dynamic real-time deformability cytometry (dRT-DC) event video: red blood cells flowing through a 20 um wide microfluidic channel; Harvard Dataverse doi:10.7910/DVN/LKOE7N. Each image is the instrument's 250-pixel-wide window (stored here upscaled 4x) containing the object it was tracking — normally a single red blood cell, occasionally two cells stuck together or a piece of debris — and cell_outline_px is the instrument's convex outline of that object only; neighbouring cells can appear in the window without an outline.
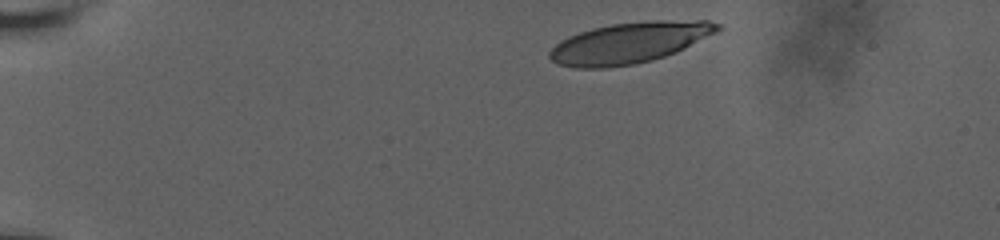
{"species": "human", "species_latin": "Homo sapiens", "temperature_condition": "room temperature", "stored_images_in_passage": 41, "camera_frame_rate_fps": 3000, "um_per_image_px": 0.085, "donor": {"sex": "male"}, "frame": {"image": 1, "passage_image": 1, "time_ms": 0.0, "image_size_px": [1000, 240], "cell_outline_px": [[724, 28], [676, 52], [652, 60], [636, 64], [608, 68], [576, 68], [556, 64], [548, 56], [548, 52], [560, 40], [568, 36], [592, 28], [612, 24], [648, 20], [708, 20], [720, 24]], "centroid_in_image_um": [53.49, 3.63], "position_along_channel_um": 31.5, "area_um2": 40.29}}
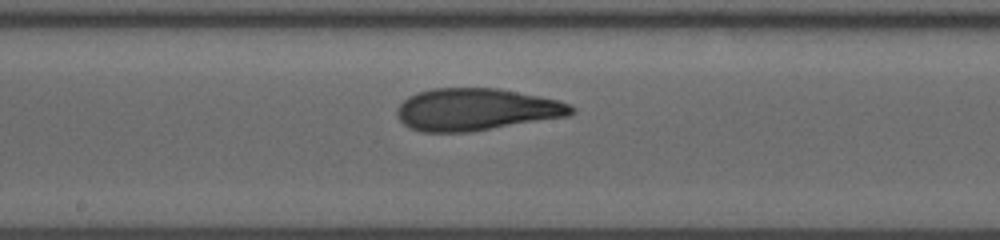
{"frame": {"image": 2, "passage_image": 23, "time_ms": 7.333, "image_size_px": [1000, 240], "cell_outline_px": [[576, 112], [568, 116], [472, 132], [420, 132], [408, 128], [396, 116], [396, 108], [408, 96], [416, 92], [432, 88], [500, 88], [556, 100], [568, 104], [576, 108]], "centroid_in_image_um": [40.44, 9.31], "position_along_channel_um": 207.8, "area_um2": 43.12}}
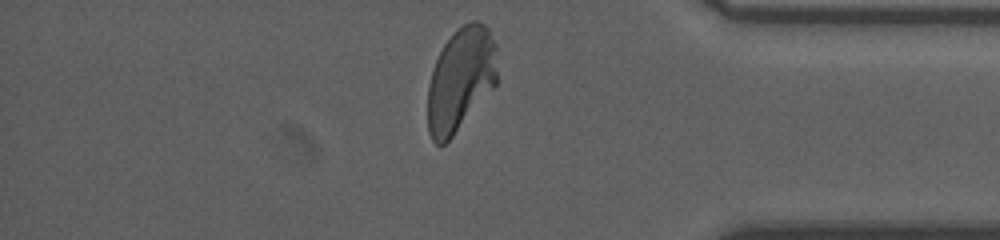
{"frame": {"image": 3, "passage_image": 40, "time_ms": 13.0, "image_size_px": [1000, 240], "cell_outline_px": [[496, 84], [452, 136], [444, 144], [436, 144], [432, 140], [428, 132], [428, 84], [432, 68], [444, 44], [456, 28], [472, 20], [476, 20], [484, 24], [488, 28], [496, 44]], "centroid_in_image_um": [39.14, 6.72], "position_along_channel_um": 396.1, "area_um2": 41.79}, "authors_computed_cell_mechanics": {"area_um2": 41.9628, "velocity_mm_per_s": 3.6376, "shape_relaxation_time_tau1_ms": 5.7219, "shape_relaxation_time_tau2_ms": 1.1645, "deformation_change_tau1": 0.2043, "deformation_change_tau2": 0.0794}}